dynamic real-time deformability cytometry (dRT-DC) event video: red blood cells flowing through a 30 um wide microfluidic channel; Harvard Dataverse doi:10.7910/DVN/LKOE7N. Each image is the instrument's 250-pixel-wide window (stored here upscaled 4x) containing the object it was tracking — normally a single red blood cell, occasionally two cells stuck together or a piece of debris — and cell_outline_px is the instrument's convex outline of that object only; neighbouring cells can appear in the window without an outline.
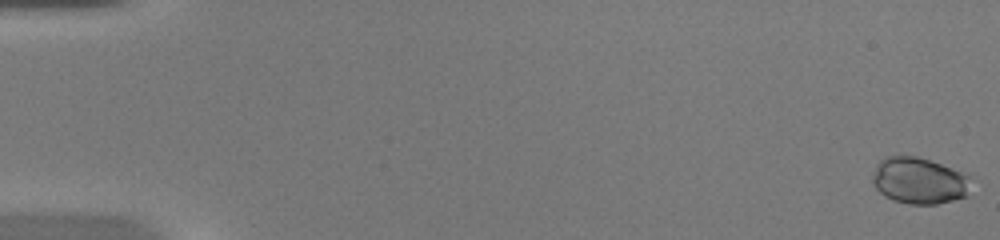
{"species": "common noctule bat (a hibernating species)", "species_latin": "Nyctalus noctula", "temperature_condition": "warm", "stored_images_in_passage": 52, "camera_frame_rate_fps": 3000, "um_per_image_px": 0.085, "animal": {"sex": "female", "body_mass_g": 20.0, "forearm_length_mm": 54.0}, "frame": {"image": 1, "passage_image": 1, "time_ms": 0.0, "image_size_px": [1000, 240], "cell_outline_px": [[968, 196], [936, 204], [908, 204], [892, 200], [884, 196], [876, 188], [872, 180], [872, 176], [876, 164], [884, 156], [916, 156], [940, 164], [960, 172], [968, 176]], "centroid_in_image_um": [78.06, 15.37], "position_along_channel_um": 6.9, "area_um2": 26.41}}
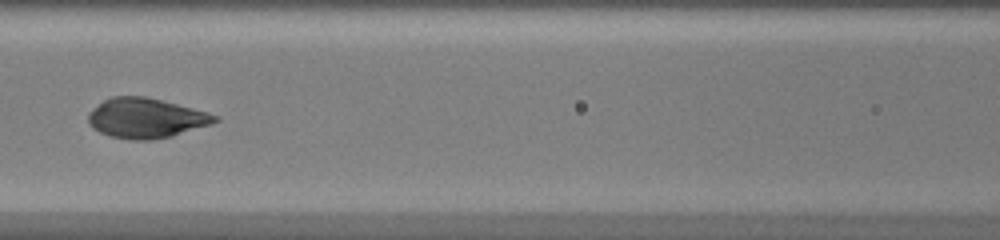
{"frame": {"image": 2, "passage_image": 25, "time_ms": 8.0, "image_size_px": [1000, 240], "cell_outline_px": [[220, 120], [212, 124], [172, 136], [152, 140], [132, 140], [112, 136], [100, 132], [92, 128], [88, 124], [88, 112], [104, 100], [112, 96], [144, 96], [208, 112], [220, 116]], "centroid_in_image_um": [12.41, 10.04], "position_along_channel_um": 154.2, "area_um2": 29.42}}
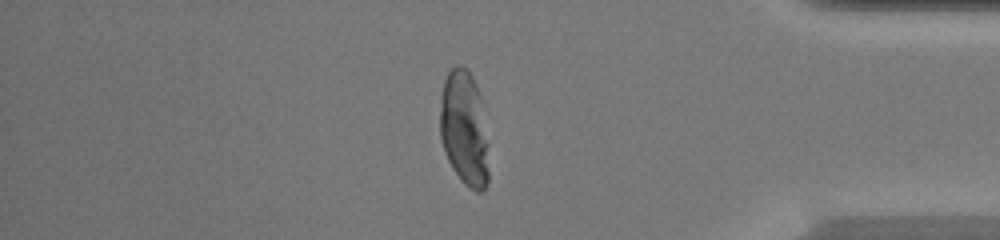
{"frame": {"image": 3, "passage_image": 45, "time_ms": 14.667, "image_size_px": [1000, 240], "cell_outline_px": [[488, 180], [484, 192], [476, 192], [468, 188], [460, 180], [452, 168], [444, 152], [440, 140], [440, 96], [444, 80], [448, 72], [456, 64], [460, 64], [468, 68], [476, 84], [480, 96], [488, 144]], "centroid_in_image_um": [39.45, 10.93], "position_along_channel_um": 395.7, "area_um2": 33.35}, "authors_computed_cell_mechanics": {"area_um2": 29.0734, "velocity_mm_per_s": 4.0103, "shape_relaxation_time_tau1_ms": 4.9589, "shape_relaxation_time_tau2_ms": null, "deformation_change_tau1": 0.2445, "deformation_change_tau2": null}}